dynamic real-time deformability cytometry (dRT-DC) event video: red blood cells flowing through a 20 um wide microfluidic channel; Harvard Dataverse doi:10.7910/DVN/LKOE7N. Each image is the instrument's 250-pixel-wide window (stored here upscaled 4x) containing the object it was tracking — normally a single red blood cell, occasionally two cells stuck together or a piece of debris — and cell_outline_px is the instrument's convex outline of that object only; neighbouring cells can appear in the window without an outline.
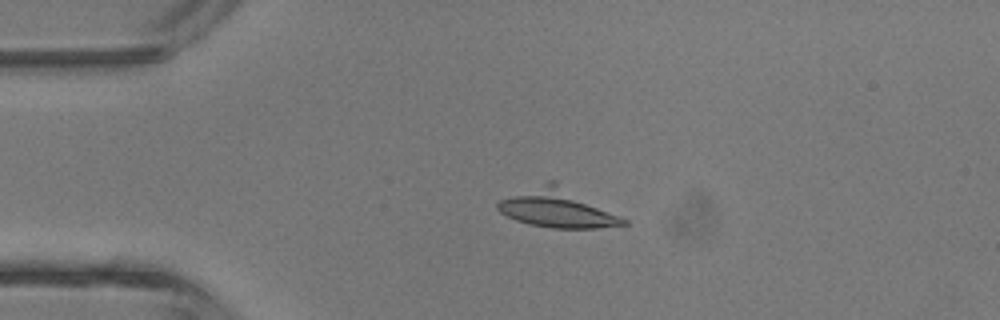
{"species": "common noctule bat (a hibernating species)", "species_latin": "Nyctalus noctula", "temperature_condition": "room temperature", "stored_images_in_passage": 3, "camera_frame_rate_fps": 3000, "um_per_image_px": 0.085, "animal": {"sex": "male", "body_mass_g": 13.3}, "frame": {"image": 1, "passage_image": 2, "time_ms": 2.0, "image_size_px": [1000, 320], "cell_outline_px": [[628, 224], [596, 228], [552, 228], [528, 224], [516, 220], [500, 212], [496, 208], [496, 204], [500, 200], [548, 180], [556, 180], [628, 220]], "centroid_in_image_um": [47.4, 17.7], "position_along_channel_um": 37.6, "area_um2": 28.03}}